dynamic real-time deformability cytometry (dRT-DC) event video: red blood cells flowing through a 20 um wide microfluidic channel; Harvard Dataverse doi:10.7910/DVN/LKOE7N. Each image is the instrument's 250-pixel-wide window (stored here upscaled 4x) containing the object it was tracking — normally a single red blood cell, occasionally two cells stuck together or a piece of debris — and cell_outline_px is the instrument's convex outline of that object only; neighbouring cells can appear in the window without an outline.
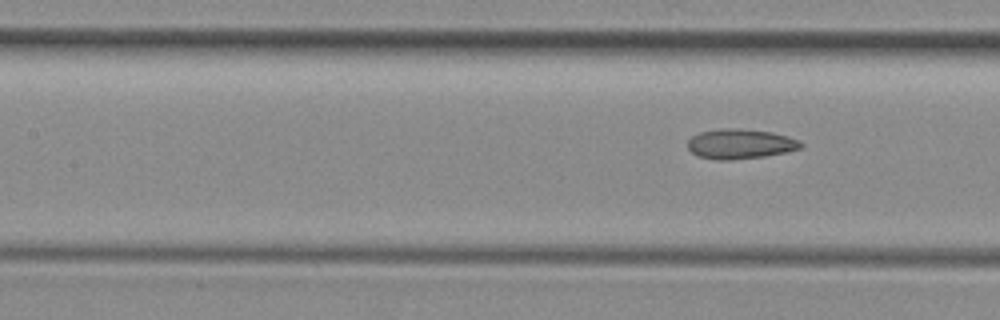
{"species": "common noctule bat (a hibernating species)", "species_latin": "Nyctalus noctula", "temperature_condition": "room temperature", "stored_images_in_passage": 5, "segment_of_instrument_passage": [2, 2], "camera_frame_rate_fps": 3000, "um_per_image_px": 0.085, "animal": {"sex": "female", "body_mass_g": 29.2, "forearm_length_mm": 56.3}, "frame": {"image": 1, "passage_image": 5, "time_ms": 1.333, "image_size_px": [1000, 320], "cell_outline_px": [[804, 144], [800, 148], [784, 152], [764, 156], [728, 160], [720, 160], [700, 156], [692, 152], [688, 148], [688, 140], [692, 136], [700, 132], [724, 128], [740, 128], [772, 132], [788, 136], [800, 140]], "centroid_in_image_um": [62.94, 12.22], "position_along_channel_um": 144.5, "area_um2": 19.54}}